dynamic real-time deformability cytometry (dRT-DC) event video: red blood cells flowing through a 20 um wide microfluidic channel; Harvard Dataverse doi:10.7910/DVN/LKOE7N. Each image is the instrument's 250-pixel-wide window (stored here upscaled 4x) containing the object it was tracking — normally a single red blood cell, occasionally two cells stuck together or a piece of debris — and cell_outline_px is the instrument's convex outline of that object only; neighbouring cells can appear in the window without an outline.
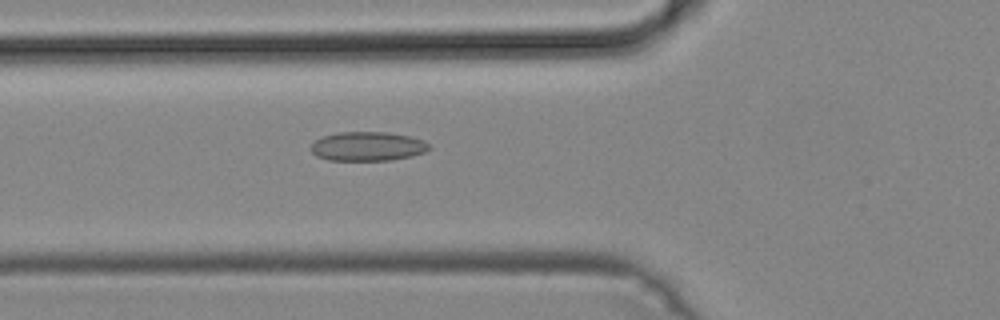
{"species": "common noctule bat (a hibernating species)", "species_latin": "Nyctalus noctula", "temperature_condition": "cold", "stored_images_in_passage": 49, "camera_frame_rate_fps": 3000, "um_per_image_px": 0.085, "animal": {"sex": "male", "body_mass_g": 19.2, "forearm_length_mm": 51.8}, "frame": {"image": 1, "passage_image": 17, "time_ms": 5.333, "image_size_px": [1000, 320], "cell_outline_px": [[432, 148], [424, 152], [412, 156], [392, 160], [328, 160], [316, 156], [308, 148], [316, 140], [324, 136], [340, 132], [388, 132], [408, 136], [424, 140]], "centroid_in_image_um": [31.25, 12.44], "position_along_channel_um": 94.6, "area_um2": 20.11}}
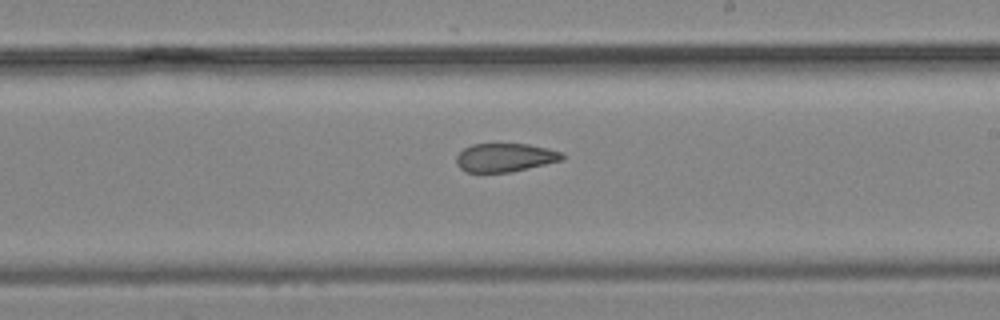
{"frame": {"image": 2, "passage_image": 28, "time_ms": 9.0, "image_size_px": [1000, 320], "cell_outline_px": [[564, 160], [512, 172], [464, 172], [456, 164], [456, 156], [464, 148], [472, 144], [528, 144], [548, 148], [564, 152]], "centroid_in_image_um": [42.95, 13.39], "position_along_channel_um": 246.1, "area_um2": 17.8}}
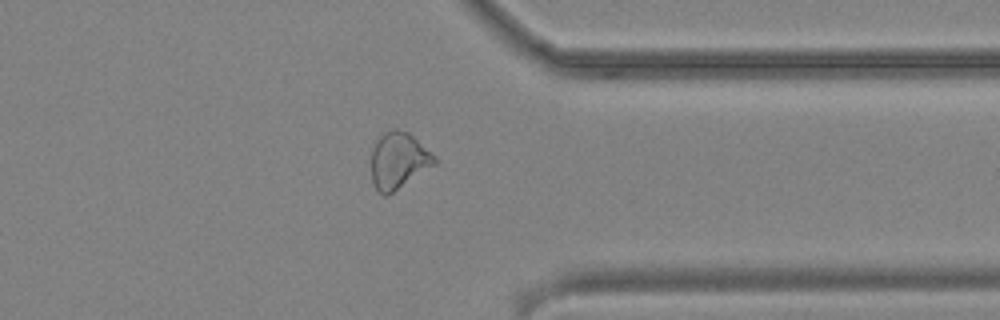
{"frame": {"image": 3, "passage_image": 38, "time_ms": 12.333, "image_size_px": [1000, 320], "cell_outline_px": [[436, 164], [388, 196], [384, 196], [376, 188], [372, 180], [372, 148], [376, 140], [384, 132], [392, 128], [396, 128], [408, 132], [432, 152], [436, 156]], "centroid_in_image_um": [33.88, 13.64], "position_along_channel_um": 377.5, "area_um2": 20.92}}